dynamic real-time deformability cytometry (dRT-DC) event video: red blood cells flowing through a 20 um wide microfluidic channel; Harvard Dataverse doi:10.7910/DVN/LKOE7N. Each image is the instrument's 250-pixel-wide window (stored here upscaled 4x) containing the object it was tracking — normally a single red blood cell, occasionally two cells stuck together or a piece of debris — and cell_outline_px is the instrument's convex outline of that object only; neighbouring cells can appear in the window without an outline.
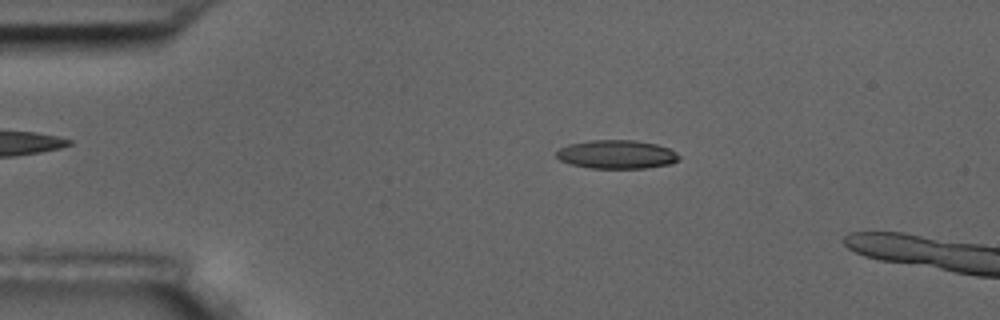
{"species": "common noctule bat (a hibernating species)", "species_latin": "Nyctalus noctula", "temperature_condition": "room temperature", "stored_images_in_passage": 7, "camera_frame_rate_fps": 3000, "um_per_image_px": 0.085, "animal": {"sex": "male", "body_mass_g": 17.5, "forearm_length_mm": 52.3}, "frame": {"image": 1, "passage_image": 3, "time_ms": 2.0, "image_size_px": [1000, 320], "cell_outline_px": [[680, 160], [672, 164], [648, 168], [588, 168], [568, 164], [560, 160], [556, 156], [556, 152], [560, 148], [568, 144], [592, 140], [636, 140], [656, 144], [668, 148], [676, 152], [680, 156]], "centroid_in_image_um": [52.43, 13.13], "position_along_channel_um": 32.6, "area_um2": 20.69}}